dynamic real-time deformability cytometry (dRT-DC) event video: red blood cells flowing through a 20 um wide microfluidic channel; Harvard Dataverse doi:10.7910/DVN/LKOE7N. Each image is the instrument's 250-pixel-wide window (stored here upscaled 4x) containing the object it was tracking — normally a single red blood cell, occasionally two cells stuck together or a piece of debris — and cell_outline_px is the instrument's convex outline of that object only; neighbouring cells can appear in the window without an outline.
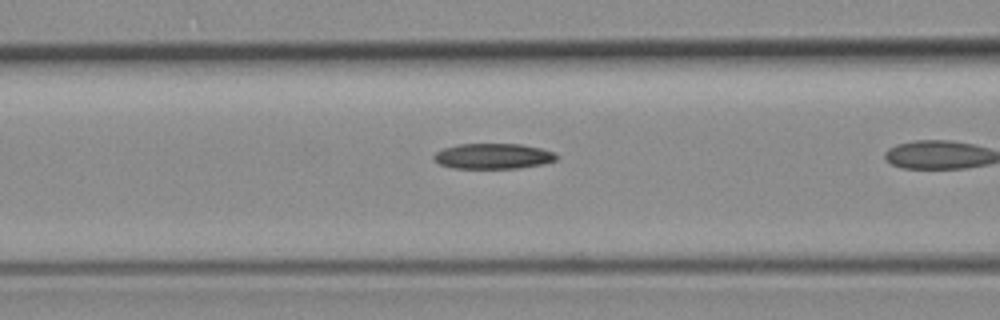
{"species": "common noctule bat (a hibernating species)", "species_latin": "Nyctalus noctula", "temperature_condition": "room temperature", "stored_images_in_passage": 24, "camera_frame_rate_fps": 3000, "um_per_image_px": 0.085, "animal": {"sex": "female", "body_mass_g": 19.3, "forearm_length_mm": 54.1}, "frame": {"image": 1, "passage_image": 8, "time_ms": 2.333, "image_size_px": [1000, 320], "cell_outline_px": [[560, 156], [556, 160], [544, 164], [520, 168], [452, 168], [440, 164], [432, 160], [432, 156], [436, 152], [444, 148], [460, 144], [520, 144], [540, 148], [556, 152]], "centroid_in_image_um": [41.94, 13.28], "position_along_channel_um": 124.7, "area_um2": 18.38}}
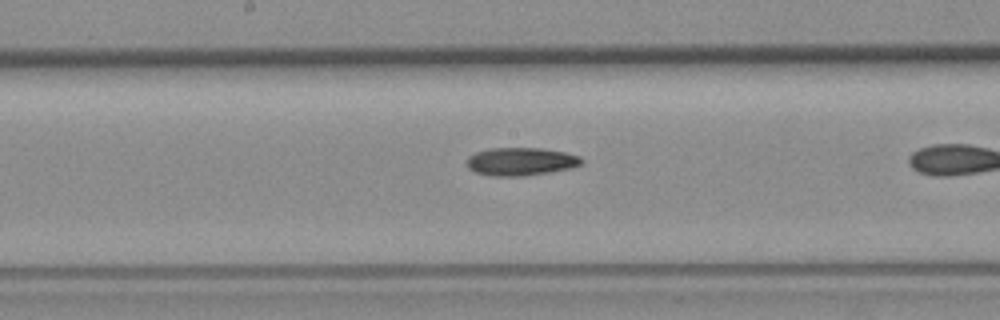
{"frame": {"image": 2, "passage_image": 14, "time_ms": 4.333, "image_size_px": [1000, 320], "cell_outline_px": [[584, 164], [572, 168], [552, 172], [524, 176], [492, 176], [476, 172], [468, 168], [468, 156], [476, 152], [492, 148], [540, 148], [564, 152], [580, 156], [584, 160]], "centroid_in_image_um": [44.33, 13.73], "position_along_channel_um": 203.9, "area_um2": 18.84}}
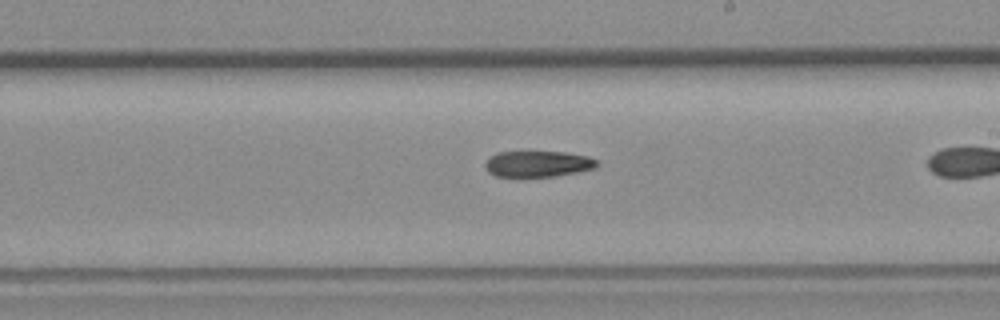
{"frame": {"image": 3, "passage_image": 17, "time_ms": 5.333, "image_size_px": [1000, 320], "cell_outline_px": [[600, 164], [596, 168], [556, 176], [496, 176], [488, 172], [484, 164], [492, 156], [500, 152], [564, 152], [588, 156], [596, 160]], "centroid_in_image_um": [45.76, 13.93], "position_along_channel_um": 243.2, "area_um2": 16.76}}